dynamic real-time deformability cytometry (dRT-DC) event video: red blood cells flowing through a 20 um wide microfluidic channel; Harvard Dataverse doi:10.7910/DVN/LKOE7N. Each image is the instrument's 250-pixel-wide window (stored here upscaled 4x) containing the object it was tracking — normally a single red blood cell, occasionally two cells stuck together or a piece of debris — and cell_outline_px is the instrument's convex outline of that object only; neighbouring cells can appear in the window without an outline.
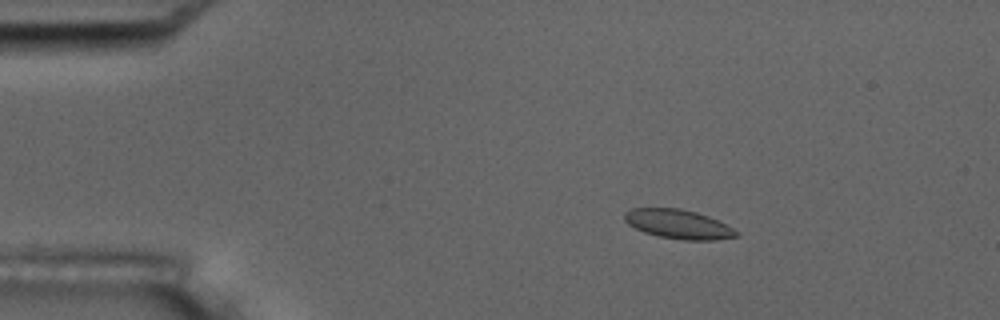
{"species": "common noctule bat (a hibernating species)", "species_latin": "Nyctalus noctula", "temperature_condition": "room temperature", "stored_images_in_passage": 56, "camera_frame_rate_fps": 3000, "um_per_image_px": 0.085, "animal": {"sex": "male", "body_mass_g": 17.5, "forearm_length_mm": 52.3}, "frame": {"image": 1, "passage_image": 10, "time_ms": 3.0, "image_size_px": [1000, 320], "cell_outline_px": [[740, 232], [736, 236], [716, 240], [684, 240], [660, 236], [644, 232], [628, 224], [624, 220], [624, 212], [632, 208], [680, 208], [696, 212], [708, 216]], "centroid_in_image_um": [57.63, 19.05], "position_along_channel_um": 27.4, "area_um2": 18.84}}
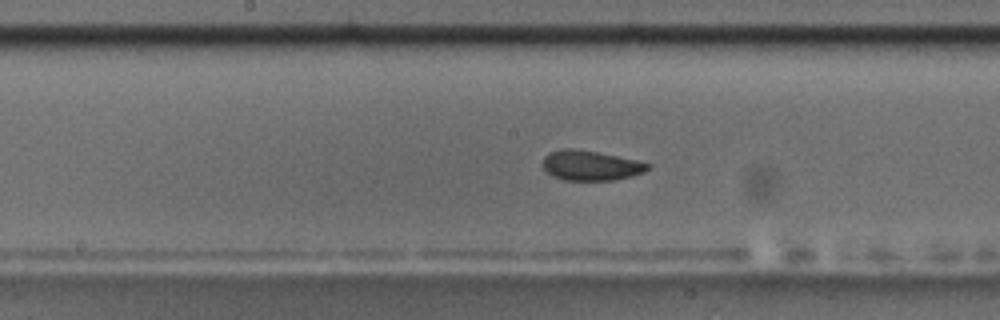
{"frame": {"image": 2, "passage_image": 29, "time_ms": 9.333, "image_size_px": [1000, 320], "cell_outline_px": [[652, 164], [644, 172], [632, 176], [612, 180], [564, 180], [552, 176], [544, 168], [544, 156], [548, 152], [560, 148], [572, 148], [596, 152], [636, 160]], "centroid_in_image_um": [50.19, 14.06], "position_along_channel_um": 198.0, "area_um2": 18.21}}
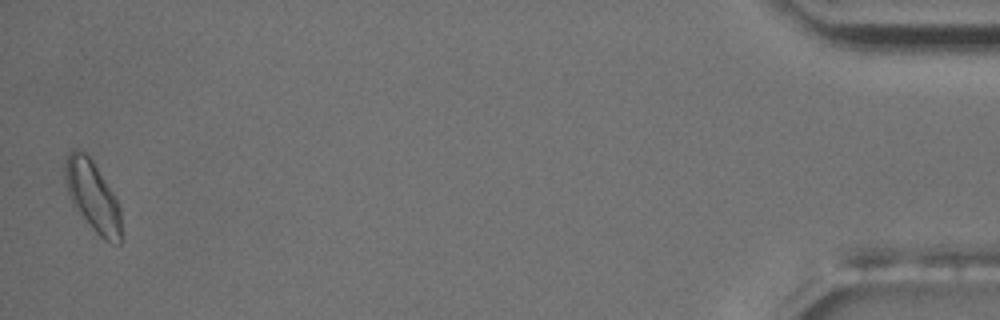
{"frame": {"image": 3, "passage_image": 55, "time_ms": 18.0, "image_size_px": [1000, 320], "cell_outline_px": [[124, 240], [120, 244], [116, 244], [104, 240], [92, 228], [72, 204], [68, 192], [64, 176], [64, 164], [68, 152], [76, 148], [80, 148], [92, 160], [112, 192], [120, 208]], "centroid_in_image_um": [7.89, 16.71], "position_along_channel_um": 427.3, "area_um2": 23.24}, "authors_computed_cell_mechanics": {"area_um2": 18.7561, "velocity_mm_per_s": 3.6771, "shape_relaxation_time_tau1_ms": null, "shape_relaxation_time_tau2_ms": 1.4063, "deformation_change_tau1": null, "deformation_change_tau2": 0.0442}}